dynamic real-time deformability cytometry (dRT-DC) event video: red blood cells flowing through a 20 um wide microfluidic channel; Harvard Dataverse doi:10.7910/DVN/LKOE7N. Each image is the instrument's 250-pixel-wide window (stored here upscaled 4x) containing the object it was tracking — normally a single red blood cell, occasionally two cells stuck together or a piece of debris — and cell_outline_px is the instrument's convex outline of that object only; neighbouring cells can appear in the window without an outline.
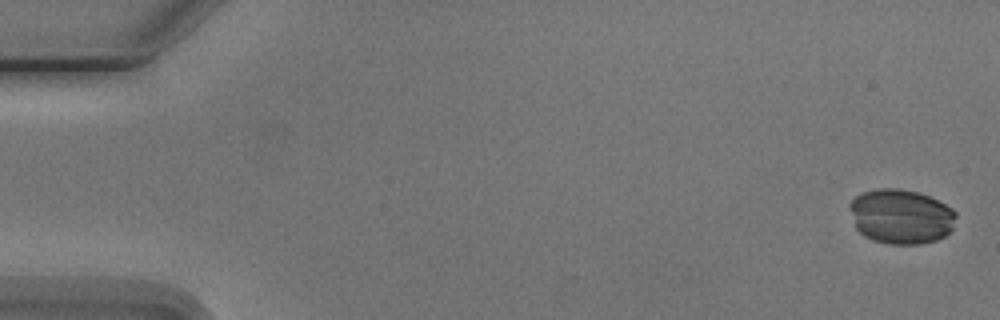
{"species": "Egyptian fruit bat (a non-hibernating species)", "species_latin": "Rousettus aegyptiacus", "temperature_condition": "cold", "stored_images_in_passage": 6, "camera_frame_rate_fps": 3000, "um_per_image_px": 0.085, "animal": {"sex": "male"}, "frame": {"image": 1, "passage_image": 1, "time_ms": 0.0, "image_size_px": [1000, 320], "cell_outline_px": [[956, 216], [952, 228], [944, 236], [936, 240], [920, 244], [888, 244], [872, 240], [864, 236], [856, 228], [848, 204], [856, 196], [864, 192], [880, 188], [900, 188], [920, 192], [952, 208], [956, 212]], "centroid_in_image_um": [76.57, 18.4], "position_along_channel_um": 8.4, "area_um2": 33.93}}
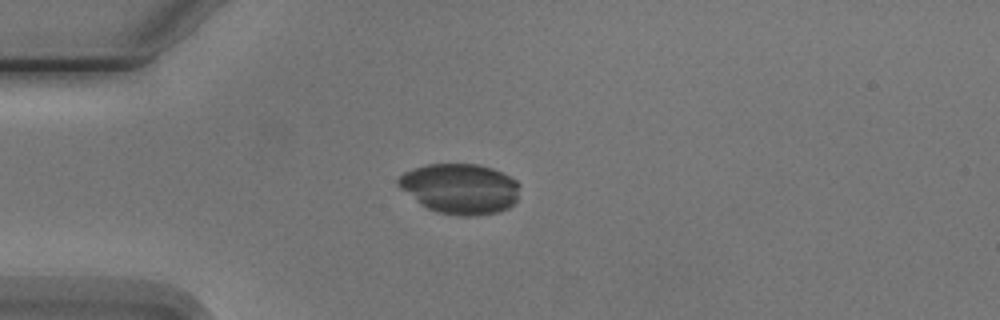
{"frame": {"image": 2, "passage_image": 4, "time_ms": 4.333, "image_size_px": [1000, 320], "cell_outline_px": [[520, 184], [516, 200], [508, 208], [500, 212], [476, 216], [460, 216], [436, 212], [420, 204], [400, 188], [396, 184], [396, 180], [404, 172], [412, 168], [428, 164], [480, 164], [492, 168], [516, 180]], "centroid_in_image_um": [39.09, 16.04], "position_along_channel_um": 45.9, "area_um2": 35.78}}